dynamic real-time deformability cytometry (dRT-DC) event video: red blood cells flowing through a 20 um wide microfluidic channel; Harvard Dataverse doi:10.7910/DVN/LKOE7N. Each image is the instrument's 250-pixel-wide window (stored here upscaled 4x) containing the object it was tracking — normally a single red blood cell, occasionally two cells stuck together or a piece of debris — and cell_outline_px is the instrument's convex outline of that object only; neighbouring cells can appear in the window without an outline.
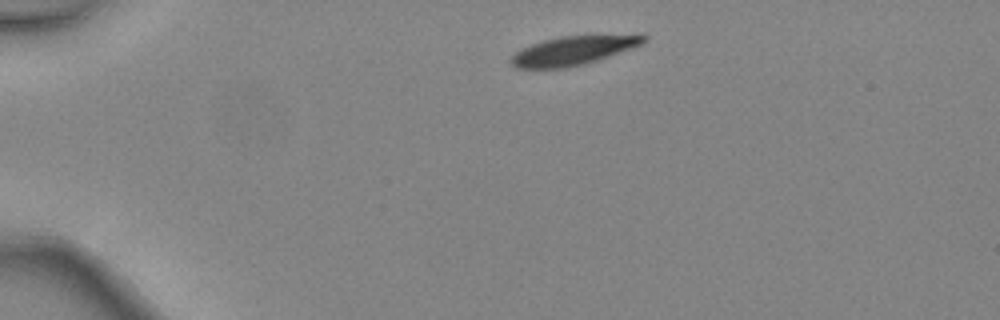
{"species": "common noctule bat (a hibernating species)", "species_latin": "Nyctalus noctula", "temperature_condition": "warm", "stored_images_in_passage": 3, "camera_frame_rate_fps": 3000, "um_per_image_px": 0.085, "animal": {"sex": "female", "body_mass_g": 24.6, "forearm_length_mm": 56.2}, "frame": {"image": 1, "passage_image": 1, "time_ms": 0.0, "image_size_px": [1000, 320], "cell_outline_px": [[648, 40], [644, 44], [584, 64], [564, 68], [516, 68], [508, 60], [516, 52], [532, 44], [544, 40], [560, 36], [644, 32], [648, 36]], "centroid_in_image_um": [48.88, 4.24], "position_along_channel_um": 36.1, "area_um2": 23.0}}
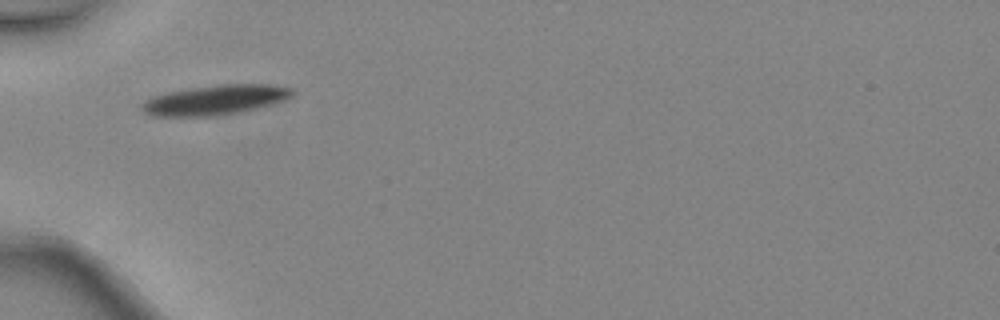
{"frame": {"image": 2, "passage_image": 2, "time_ms": 0.333, "image_size_px": [1000, 320], "cell_outline_px": [[296, 92], [292, 96], [284, 100], [252, 108], [212, 116], [152, 116], [144, 112], [140, 108], [140, 104], [144, 100], [152, 96], [168, 92], [192, 88], [220, 84], [268, 84], [296, 88]], "centroid_in_image_um": [18.26, 8.47], "position_along_channel_um": 66.7, "area_um2": 25.84}}
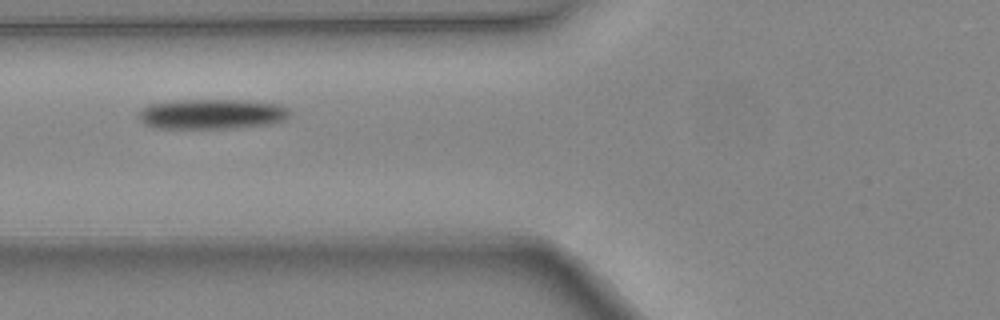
{"frame": {"image": 3, "passage_image": 3, "time_ms": 0.667, "image_size_px": [1000, 320], "cell_outline_px": [[288, 116], [284, 120], [272, 124], [232, 128], [152, 128], [144, 124], [136, 116], [148, 104], [176, 100], [236, 100], [276, 104], [288, 108]], "centroid_in_image_um": [17.94, 9.7], "position_along_channel_um": 107.9, "area_um2": 26.41}}